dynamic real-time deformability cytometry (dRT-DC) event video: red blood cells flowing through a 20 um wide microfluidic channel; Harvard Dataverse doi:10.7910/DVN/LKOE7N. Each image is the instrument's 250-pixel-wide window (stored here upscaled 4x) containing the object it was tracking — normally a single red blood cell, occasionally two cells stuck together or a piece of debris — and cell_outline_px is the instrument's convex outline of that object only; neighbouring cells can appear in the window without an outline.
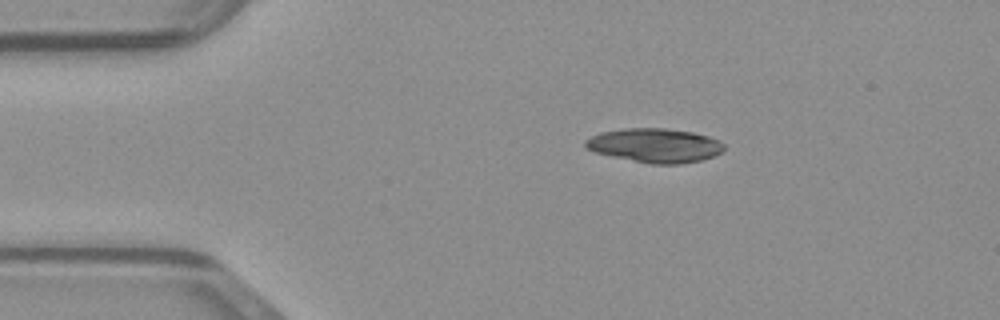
{"species": "common noctule bat (a hibernating species)", "species_latin": "Nyctalus noctula", "temperature_condition": "warm", "stored_images_in_passage": 40, "camera_frame_rate_fps": 3000, "um_per_image_px": 0.085, "animal": {"sex": "male", "body_mass_g": 23.1, "forearm_length_mm": 52.7}, "frame": {"image": 1, "passage_image": 1, "time_ms": 0.0, "image_size_px": [1000, 320], "cell_outline_px": [[724, 148], [720, 152], [712, 156], [700, 160], [680, 164], [652, 164], [612, 156], [596, 152], [588, 148], [584, 144], [584, 140], [600, 132], [624, 128], [664, 128], [692, 132], [708, 136], [720, 140], [724, 144]], "centroid_in_image_um": [55.67, 12.35], "position_along_channel_um": 29.3, "area_um2": 27.34}}